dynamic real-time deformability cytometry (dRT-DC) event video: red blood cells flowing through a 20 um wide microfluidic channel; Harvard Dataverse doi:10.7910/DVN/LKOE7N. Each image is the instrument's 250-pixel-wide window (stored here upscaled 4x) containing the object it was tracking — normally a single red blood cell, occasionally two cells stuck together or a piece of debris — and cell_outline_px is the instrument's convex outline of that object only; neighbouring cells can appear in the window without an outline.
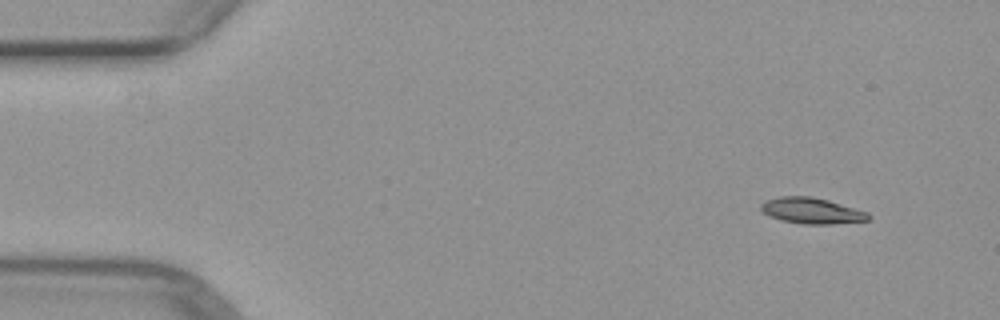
{"species": "common noctule bat (a hibernating species)", "species_latin": "Nyctalus noctula", "temperature_condition": "warm", "stored_images_in_passage": 7, "camera_frame_rate_fps": 3000, "um_per_image_px": 0.085, "animal": {"sex": "female", "body_mass_g": 29.2, "forearm_length_mm": 56.3}, "frame": {"image": 1, "passage_image": 2, "time_ms": 1.0, "image_size_px": [1000, 320], "cell_outline_px": [[872, 216], [868, 220], [832, 224], [804, 224], [780, 220], [768, 216], [760, 208], [760, 204], [764, 200], [780, 196], [812, 196], [828, 200], [868, 212]], "centroid_in_image_um": [68.97, 17.91], "position_along_channel_um": 16.0, "area_um2": 16.36}}
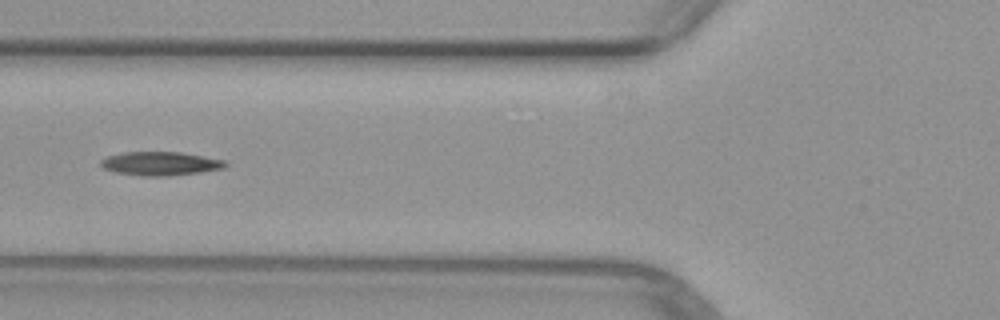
{"frame": {"image": 2, "passage_image": 6, "time_ms": 6.0, "image_size_px": [1000, 320], "cell_outline_px": [[228, 164], [224, 168], [200, 172], [168, 176], [140, 176], [116, 172], [104, 168], [100, 164], [100, 160], [108, 156], [124, 152], [180, 152], [228, 160]], "centroid_in_image_um": [13.67, 13.9], "position_along_channel_um": 112.1, "area_um2": 17.28}}
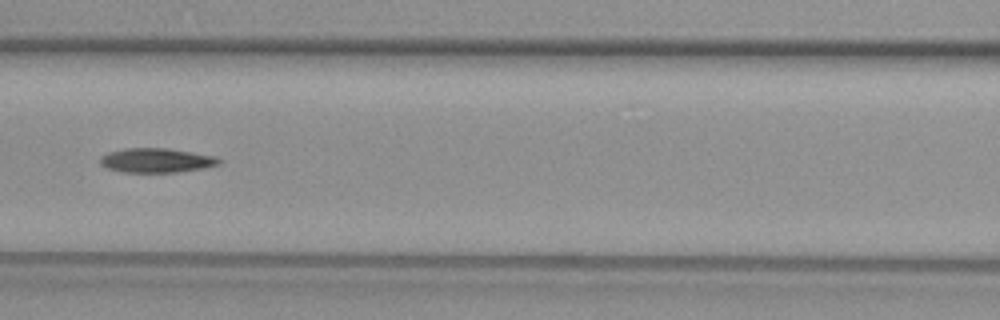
{"frame": {"image": 3, "passage_image": 7, "time_ms": 7.0, "image_size_px": [1000, 320], "cell_outline_px": [[224, 160], [220, 164], [204, 168], [176, 172], [124, 172], [104, 168], [100, 164], [100, 156], [108, 152], [124, 148], [168, 148], [216, 156]], "centroid_in_image_um": [13.3, 13.63], "position_along_channel_um": 153.3, "area_um2": 17.11}}